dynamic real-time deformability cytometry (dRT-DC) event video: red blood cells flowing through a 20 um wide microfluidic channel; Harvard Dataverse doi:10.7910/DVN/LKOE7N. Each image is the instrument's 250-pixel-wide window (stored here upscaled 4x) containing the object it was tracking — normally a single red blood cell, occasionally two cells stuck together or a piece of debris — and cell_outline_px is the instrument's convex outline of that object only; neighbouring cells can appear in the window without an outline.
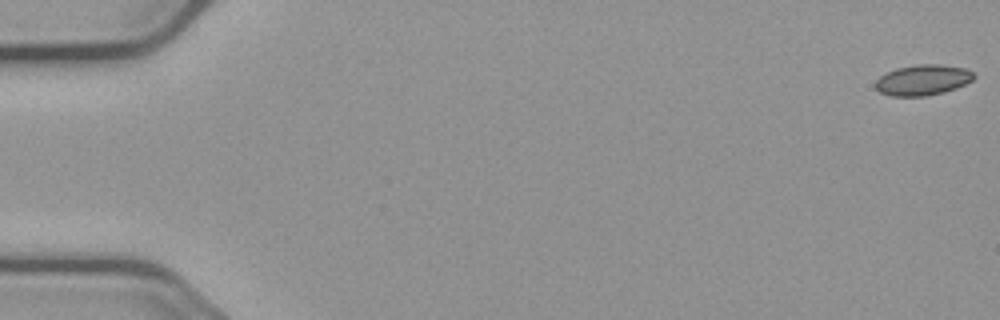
{"species": "common noctule bat (a hibernating species)", "species_latin": "Nyctalus noctula", "temperature_condition": "cold", "stored_images_in_passage": 53, "camera_frame_rate_fps": 3000, "um_per_image_px": 0.085, "animal": {"sex": "male", "body_mass_g": 23.1, "forearm_length_mm": 52.7}, "frame": {"image": 1, "passage_image": 1, "time_ms": 0.0, "image_size_px": [1000, 320], "cell_outline_px": [[976, 76], [972, 80], [956, 88], [944, 92], [924, 96], [892, 96], [880, 92], [876, 88], [876, 80], [880, 76], [896, 68], [916, 64], [940, 64], [964, 68], [972, 72]], "centroid_in_image_um": [78.44, 6.79], "position_along_channel_um": 6.6, "area_um2": 17.46}}
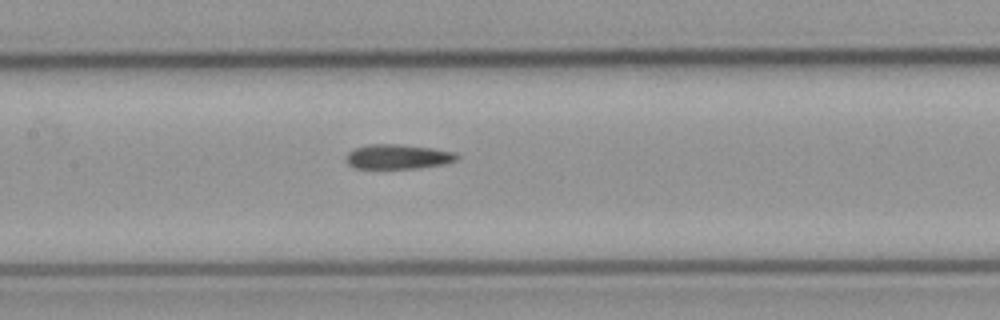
{"frame": {"image": 2, "passage_image": 24, "time_ms": 7.667, "image_size_px": [1000, 320], "cell_outline_px": [[460, 156], [456, 160], [444, 164], [416, 168], [352, 168], [348, 164], [344, 156], [352, 148], [368, 144], [396, 144], [432, 148], [456, 152]], "centroid_in_image_um": [33.78, 13.31], "position_along_channel_um": 173.6, "area_um2": 16.07}}
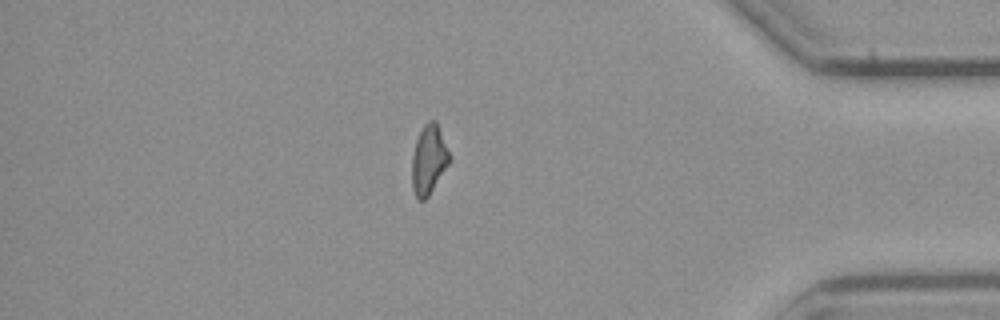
{"frame": {"image": 3, "passage_image": 45, "time_ms": 14.667, "image_size_px": [1000, 320], "cell_outline_px": [[452, 160], [428, 196], [424, 200], [420, 200], [416, 196], [412, 188], [412, 156], [416, 140], [424, 124], [428, 120], [436, 120]], "centroid_in_image_um": [36.45, 13.56], "position_along_channel_um": 398.7, "area_um2": 15.09}, "authors_computed_cell_mechanics": {"area_um2": 16.0684, "velocity_mm_per_s": 3.7286, "shape_relaxation_time_tau1_ms": null, "shape_relaxation_time_tau2_ms": 7.9175, "deformation_change_tau1": null, "deformation_change_tau2": 0.1705}}